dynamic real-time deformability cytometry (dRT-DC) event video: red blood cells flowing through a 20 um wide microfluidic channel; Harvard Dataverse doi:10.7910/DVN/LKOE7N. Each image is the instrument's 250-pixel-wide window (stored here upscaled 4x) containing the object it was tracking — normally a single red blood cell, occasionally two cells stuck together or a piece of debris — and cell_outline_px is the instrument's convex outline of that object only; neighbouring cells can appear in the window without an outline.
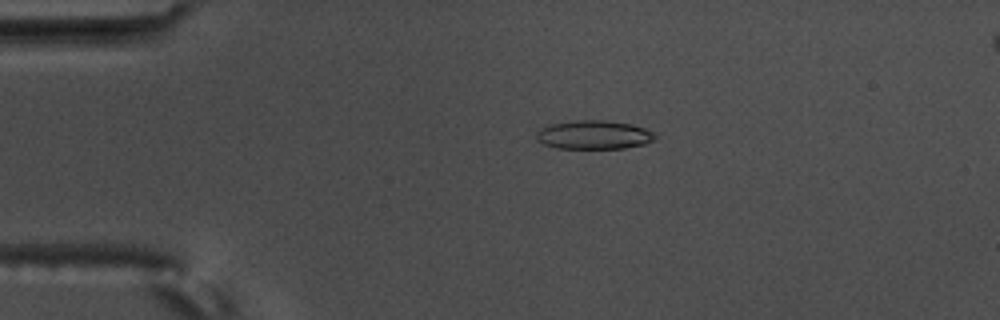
{"species": "common noctule bat (a hibernating species)", "species_latin": "Nyctalus noctula", "temperature_condition": "warm", "stored_images_in_passage": 6, "camera_frame_rate_fps": 3000, "um_per_image_px": 0.085, "animal": {"sex": "male", "body_mass_g": 17.5, "forearm_length_mm": 52.3}, "frame": {"image": 1, "passage_image": 4, "time_ms": 1.0, "image_size_px": [1000, 320], "cell_outline_px": [[656, 136], [652, 140], [644, 144], [624, 148], [556, 148], [544, 144], [536, 140], [536, 132], [540, 128], [548, 124], [576, 120], [608, 120], [632, 124], [656, 132]], "centroid_in_image_um": [50.46, 11.45], "position_along_channel_um": 34.5, "area_um2": 20.06}}